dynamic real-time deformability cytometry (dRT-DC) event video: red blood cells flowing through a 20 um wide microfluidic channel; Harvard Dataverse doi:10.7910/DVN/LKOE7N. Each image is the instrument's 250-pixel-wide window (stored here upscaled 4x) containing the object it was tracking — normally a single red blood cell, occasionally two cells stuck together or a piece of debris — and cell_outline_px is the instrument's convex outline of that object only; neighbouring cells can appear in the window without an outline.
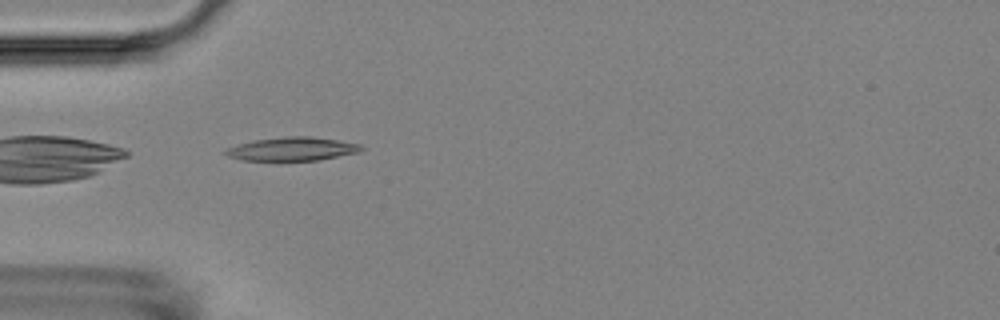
{"species": "Egyptian fruit bat (a non-hibernating species)", "species_latin": "Rousettus aegyptiacus", "temperature_condition": "room temperature", "stored_images_in_passage": 1, "camera_frame_rate_fps": 3000, "um_per_image_px": 0.085, "animal": {"sex": "female"}, "frame": {"image": 1, "passage_image": 1, "time_ms": 0.0, "image_size_px": [1000, 320], "cell_outline_px": [[364, 148], [360, 152], [316, 160], [244, 160], [228, 156], [220, 152], [228, 148], [252, 140], [288, 136], [312, 136], [360, 144]], "centroid_in_image_um": [24.83, 12.65], "position_along_channel_um": 60.2, "area_um2": 18.44}}